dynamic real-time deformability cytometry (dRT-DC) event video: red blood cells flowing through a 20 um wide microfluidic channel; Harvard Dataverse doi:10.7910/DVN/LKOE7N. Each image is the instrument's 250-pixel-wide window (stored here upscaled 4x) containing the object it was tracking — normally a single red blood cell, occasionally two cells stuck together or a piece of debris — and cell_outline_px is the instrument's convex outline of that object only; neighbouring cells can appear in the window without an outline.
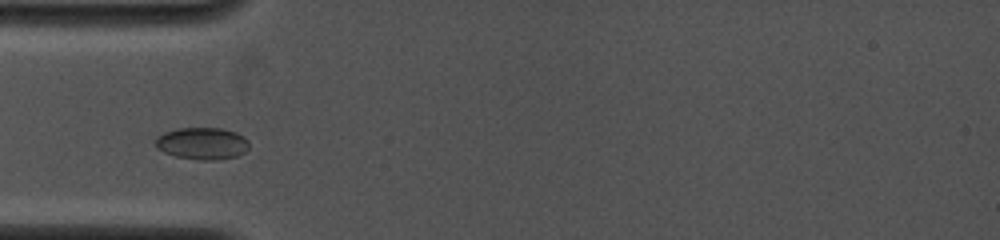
{"species": "common noctule bat (a hibernating species)", "species_latin": "Nyctalus noctula", "temperature_condition": "cold", "stored_images_in_passage": 33, "camera_frame_rate_fps": 4000, "um_per_image_px": 0.085, "animal": {"sex": "female", "body_mass_g": 19.0, "forearm_length_mm": 53.3}, "frame": {"image": 1, "passage_image": 1, "time_ms": 0.0, "image_size_px": [1000, 240], "cell_outline_px": [[248, 148], [244, 152], [236, 156], [212, 160], [200, 160], [176, 156], [164, 152], [156, 148], [156, 136], [164, 132], [176, 128], [220, 128], [236, 132], [244, 136], [248, 140]], "centroid_in_image_um": [17.17, 12.18], "position_along_channel_um": 67.8, "area_um2": 17.46}}
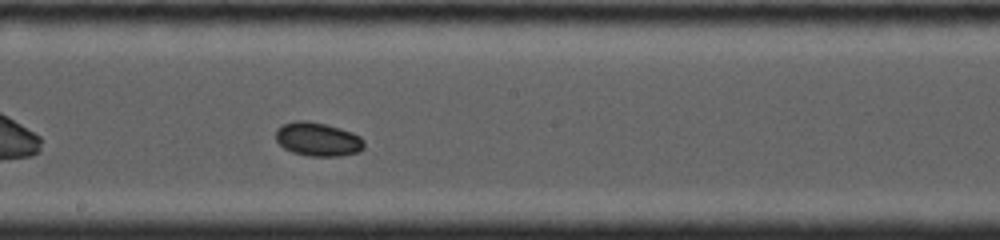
{"frame": {"image": 2, "passage_image": 14, "time_ms": 3.75, "image_size_px": [1000, 240], "cell_outline_px": [[364, 148], [360, 152], [340, 156], [308, 156], [292, 152], [284, 148], [276, 140], [276, 128], [284, 124], [296, 120], [308, 120], [340, 128], [352, 132], [360, 136], [364, 140]], "centroid_in_image_um": [27.03, 11.84], "position_along_channel_um": 221.2, "area_um2": 17.51}}
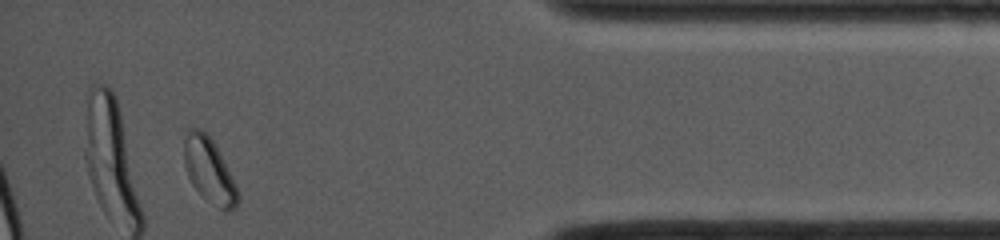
{"frame": {"image": 3, "passage_image": 31, "time_ms": 9.25, "image_size_px": [1000, 240], "cell_outline_px": [[240, 200], [236, 208], [228, 212], [224, 212], [212, 204], [192, 184], [188, 176], [184, 164], [184, 136], [192, 128], [200, 128], [212, 140], [236, 184], [240, 192]], "centroid_in_image_um": [17.81, 14.55], "position_along_channel_um": 417.4, "area_um2": 20.17}}